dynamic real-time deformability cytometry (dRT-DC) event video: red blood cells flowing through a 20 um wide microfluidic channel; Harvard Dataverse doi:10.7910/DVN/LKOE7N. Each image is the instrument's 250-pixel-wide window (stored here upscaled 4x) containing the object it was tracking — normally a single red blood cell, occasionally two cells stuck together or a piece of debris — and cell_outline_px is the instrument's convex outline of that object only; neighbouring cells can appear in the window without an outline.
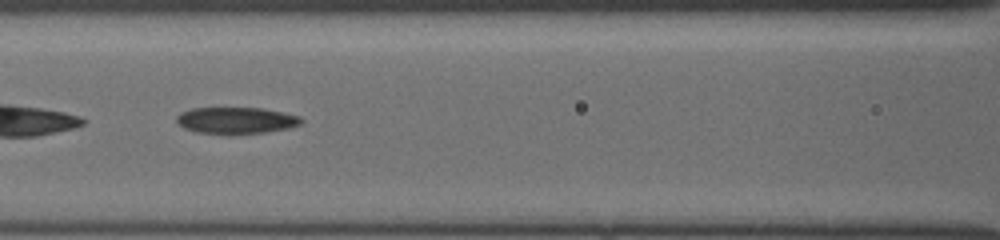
{"species": "common noctule bat (a hibernating species)", "species_latin": "Nyctalus noctula", "temperature_condition": "cold", "stored_images_in_passage": 48, "camera_frame_rate_fps": 3000, "um_per_image_px": 0.085, "animal": {"sex": "female", "body_mass_g": 19.5, "forearm_length_mm": 54.1}, "frame": {"image": 1, "passage_image": 24, "time_ms": 7.667, "image_size_px": [1000, 240], "cell_outline_px": [[304, 120], [300, 124], [288, 128], [264, 132], [232, 136], [196, 132], [184, 128], [176, 124], [176, 116], [180, 112], [192, 108], [260, 108], [284, 112], [300, 116]], "centroid_in_image_um": [20.03, 10.26], "position_along_channel_um": 146.6, "area_um2": 19.83}}
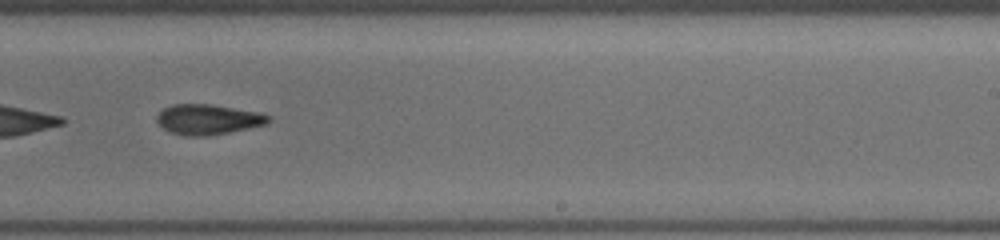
{"frame": {"image": 2, "passage_image": 33, "time_ms": 10.667, "image_size_px": [1000, 240], "cell_outline_px": [[272, 120], [268, 124], [208, 136], [188, 136], [168, 132], [156, 120], [156, 116], [164, 108], [172, 104], [212, 104], [256, 112], [272, 116]], "centroid_in_image_um": [17.69, 10.15], "position_along_channel_um": 271.3, "area_um2": 19.65}}
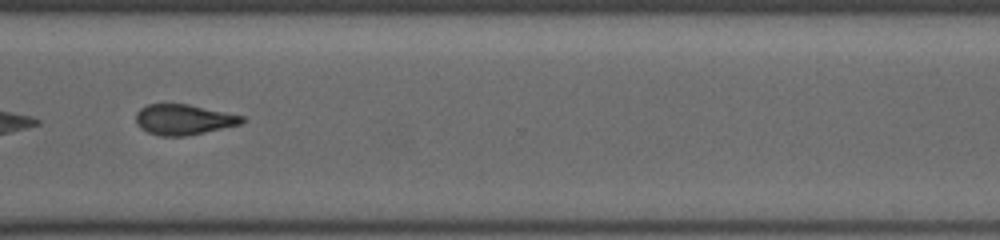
{"frame": {"image": 3, "passage_image": 39, "time_ms": 12.667, "image_size_px": [1000, 240], "cell_outline_px": [[244, 120], [240, 124], [204, 132], [184, 136], [160, 136], [148, 132], [140, 128], [136, 124], [136, 112], [140, 108], [148, 104], [188, 104], [244, 116]], "centroid_in_image_um": [15.56, 10.16], "position_along_channel_um": 355.0, "area_um2": 18.67}}